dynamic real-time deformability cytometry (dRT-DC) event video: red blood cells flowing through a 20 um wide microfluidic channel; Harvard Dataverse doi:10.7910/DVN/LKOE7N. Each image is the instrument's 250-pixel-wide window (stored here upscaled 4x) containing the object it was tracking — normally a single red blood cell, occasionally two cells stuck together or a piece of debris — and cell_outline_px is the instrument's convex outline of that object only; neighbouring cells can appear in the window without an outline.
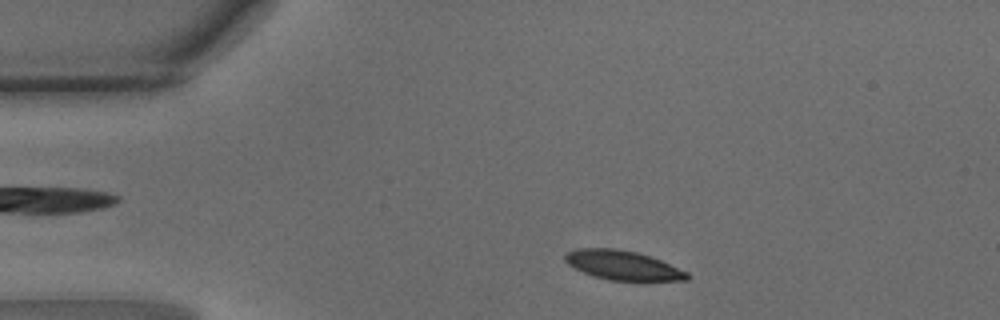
{"species": "common noctule bat (a hibernating species)", "species_latin": "Nyctalus noctula", "temperature_condition": "warm", "stored_images_in_passage": 35, "camera_frame_rate_fps": 3000, "um_per_image_px": 0.085, "animal": {"sex": "male", "body_mass_g": 15.6}, "frame": {"image": 1, "passage_image": 4, "time_ms": 1.0, "image_size_px": [1000, 320], "cell_outline_px": [[692, 276], [688, 280], [608, 280], [592, 276], [568, 264], [564, 260], [564, 256], [568, 252], [576, 248], [616, 248], [636, 252], [660, 260], [688, 272]], "centroid_in_image_um": [52.93, 22.54], "position_along_channel_um": 32.1, "area_um2": 20.69}}
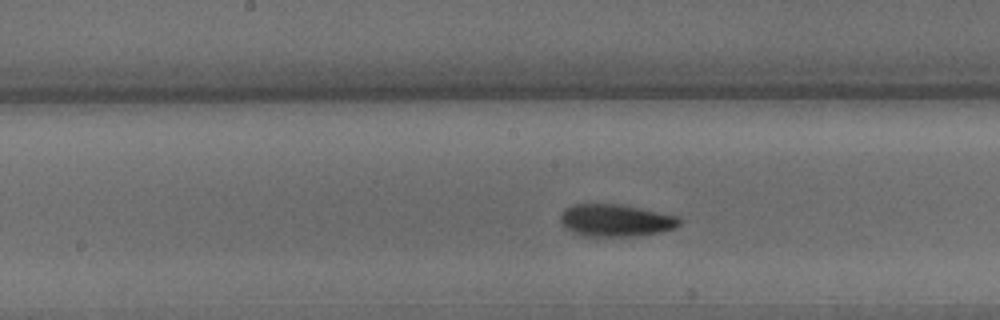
{"frame": {"image": 2, "passage_image": 19, "time_ms": 6.0, "image_size_px": [1000, 320], "cell_outline_px": [[680, 224], [676, 228], [664, 232], [636, 236], [584, 236], [572, 232], [564, 228], [560, 220], [560, 212], [564, 208], [572, 204], [620, 204], [640, 208], [676, 216], [680, 220]], "centroid_in_image_um": [52.3, 18.74], "position_along_channel_um": 195.9, "area_um2": 22.6}}
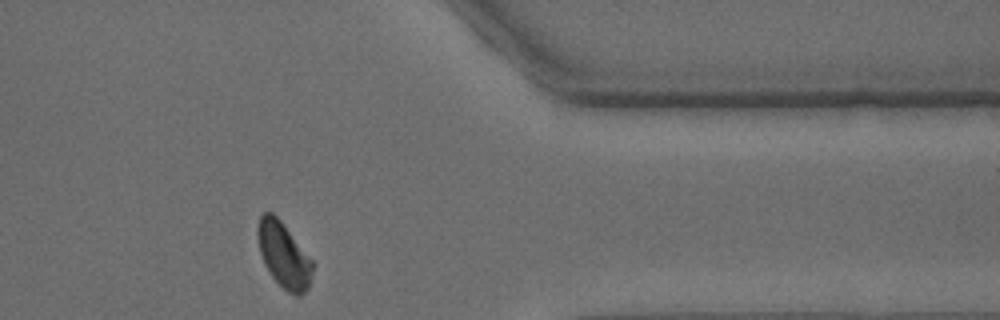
{"frame": {"image": 3, "passage_image": 34, "time_ms": 11.0, "image_size_px": [1000, 320], "cell_outline_px": [[316, 264], [308, 288], [300, 296], [296, 296], [288, 292], [272, 276], [264, 264], [260, 252], [256, 232], [260, 216], [264, 212], [272, 212], [280, 220]], "centroid_in_image_um": [24.14, 21.69], "position_along_channel_um": 387.3, "area_um2": 20.92}, "authors_computed_cell_mechanics": {"area_um2": 21.7906, "velocity_mm_per_s": 4.1817, "shape_relaxation_time_tau1_ms": 2.4367, "shape_relaxation_time_tau2_ms": 2.5577, "deformation_change_tau1": 0.1021, "deformation_change_tau2": 0.0692}}